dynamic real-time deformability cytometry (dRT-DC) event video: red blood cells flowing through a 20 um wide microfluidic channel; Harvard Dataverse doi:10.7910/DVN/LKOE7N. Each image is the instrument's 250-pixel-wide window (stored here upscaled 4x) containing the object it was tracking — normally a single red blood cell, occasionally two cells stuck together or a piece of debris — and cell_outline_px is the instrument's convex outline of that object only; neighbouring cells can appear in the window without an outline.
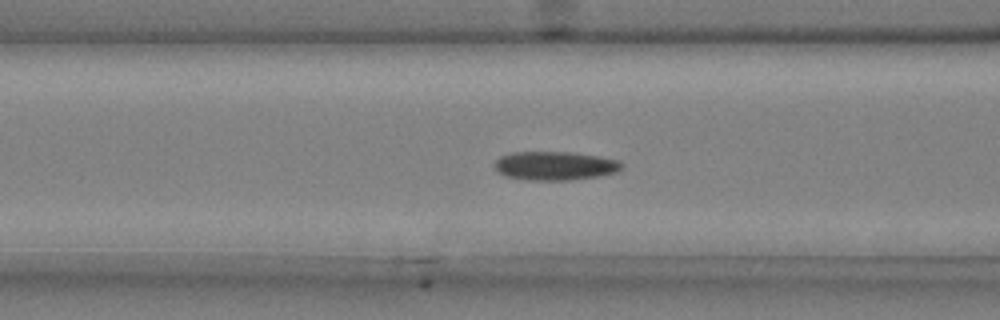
{"species": "common noctule bat (a hibernating species)", "species_latin": "Nyctalus noctula", "temperature_condition": "cold", "stored_images_in_passage": 52, "camera_frame_rate_fps": 3000, "um_per_image_px": 0.085, "animal": {"sex": "male", "body_mass_g": 20.4}, "frame": {"image": 1, "passage_image": 21, "time_ms": 6.667, "image_size_px": [1000, 320], "cell_outline_px": [[624, 164], [616, 172], [600, 176], [568, 180], [528, 180], [508, 176], [496, 172], [492, 164], [500, 156], [512, 152], [572, 152], [600, 156], [620, 160]], "centroid_in_image_um": [47.16, 14.08], "position_along_channel_um": 119.4, "area_um2": 21.5}}
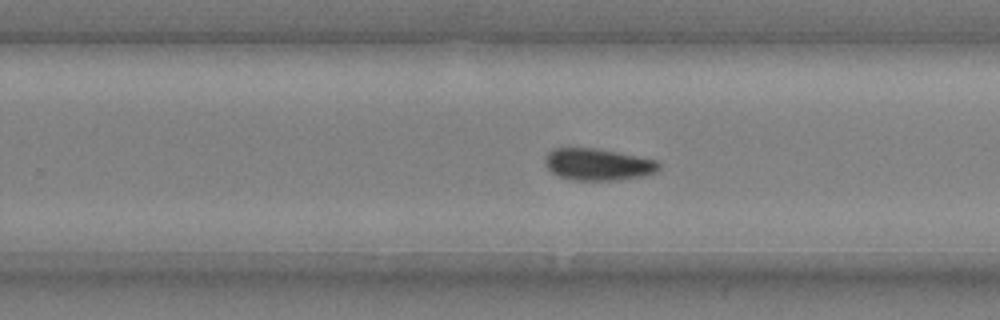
{"frame": {"image": 2, "passage_image": 34, "time_ms": 11.0, "image_size_px": [1000, 320], "cell_outline_px": [[660, 168], [656, 172], [644, 176], [620, 180], [572, 180], [560, 176], [552, 172], [548, 168], [544, 160], [544, 156], [552, 148], [596, 148], [656, 160], [660, 164]], "centroid_in_image_um": [50.82, 13.98], "position_along_channel_um": 279.0, "area_um2": 21.15}}
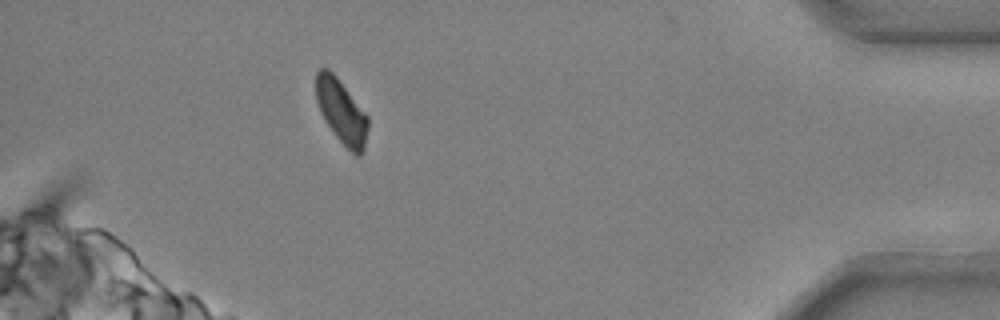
{"frame": {"image": 3, "passage_image": 48, "time_ms": 15.667, "image_size_px": [1000, 320], "cell_outline_px": [[368, 128], [364, 152], [360, 156], [356, 156], [336, 136], [324, 120], [320, 112], [316, 100], [316, 72], [320, 68], [328, 68], [336, 76], [368, 116]], "centroid_in_image_um": [29.02, 9.48], "position_along_channel_um": 406.2, "area_um2": 19.31}, "authors_computed_cell_mechanics": {"area_um2": 21.0392, "velocity_mm_per_s": 3.6873, "shape_relaxation_time_tau1_ms": 6.4811, "shape_relaxation_time_tau2_ms": null, "deformation_change_tau1": 0.1318, "deformation_change_tau2": null}}